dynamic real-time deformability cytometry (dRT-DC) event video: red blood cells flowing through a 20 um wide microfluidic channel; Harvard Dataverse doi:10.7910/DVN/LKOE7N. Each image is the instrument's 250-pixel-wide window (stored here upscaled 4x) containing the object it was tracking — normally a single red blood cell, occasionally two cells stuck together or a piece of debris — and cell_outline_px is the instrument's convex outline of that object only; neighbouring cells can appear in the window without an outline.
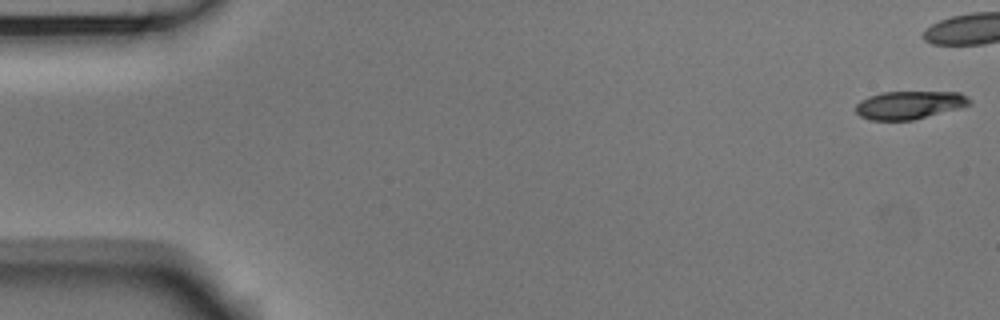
{"species": "Egyptian fruit bat (a non-hibernating species)", "species_latin": "Rousettus aegyptiacus", "temperature_condition": "room temperature", "stored_images_in_passage": 42, "camera_frame_rate_fps": 3000, "um_per_image_px": 0.085, "animal": {"sex": "male"}, "frame": {"image": 1, "passage_image": 1, "time_ms": 0.0, "image_size_px": [1000, 320], "cell_outline_px": [[972, 104], [960, 108], [912, 120], [872, 120], [860, 116], [856, 112], [856, 104], [860, 100], [868, 96], [884, 92], [960, 92], [968, 96], [972, 100]], "centroid_in_image_um": [77.33, 8.92], "position_along_channel_um": 7.7, "area_um2": 18.67}}
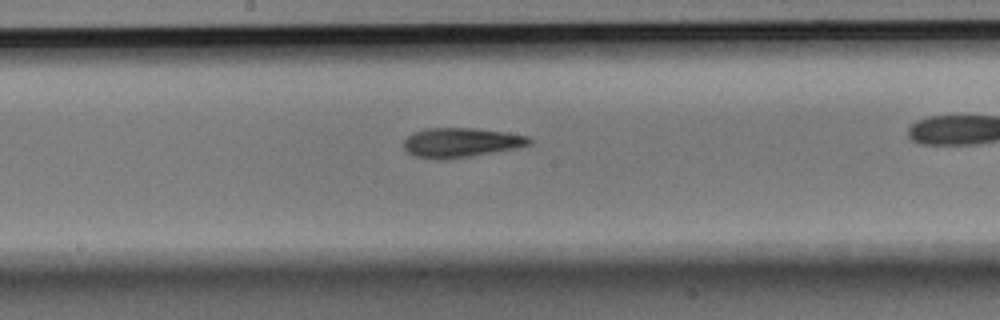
{"frame": {"image": 2, "passage_image": 28, "time_ms": 9.0, "image_size_px": [1000, 320], "cell_outline_px": [[532, 144], [492, 152], [448, 160], [436, 160], [416, 156], [408, 152], [404, 148], [404, 140], [412, 132], [424, 128], [472, 128], [504, 132], [528, 136], [532, 140]], "centroid_in_image_um": [39.13, 12.12], "position_along_channel_um": 209.1, "area_um2": 21.5}}
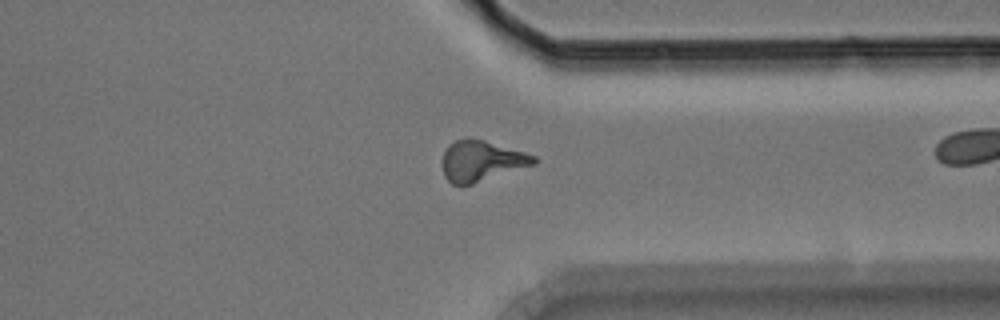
{"frame": {"image": 3, "passage_image": 41, "time_ms": 13.333, "image_size_px": [1000, 320], "cell_outline_px": [[536, 164], [472, 184], [452, 184], [444, 176], [444, 152], [448, 144], [456, 140], [468, 136], [484, 140], [524, 152], [536, 156]], "centroid_in_image_um": [40.93, 13.66], "position_along_channel_um": 370.5, "area_um2": 21.5}}